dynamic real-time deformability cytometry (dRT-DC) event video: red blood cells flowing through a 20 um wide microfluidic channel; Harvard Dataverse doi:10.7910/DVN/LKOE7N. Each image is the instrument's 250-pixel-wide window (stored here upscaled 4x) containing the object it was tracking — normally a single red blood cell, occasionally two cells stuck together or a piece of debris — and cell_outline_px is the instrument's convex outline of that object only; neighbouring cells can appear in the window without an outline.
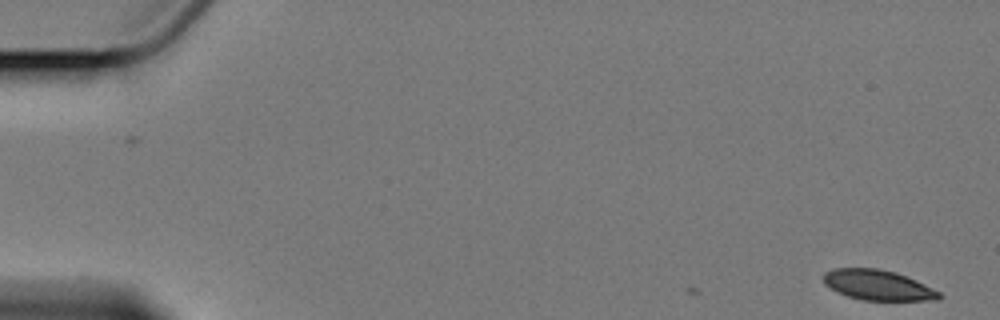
{"species": "Egyptian fruit bat (a non-hibernating species)", "species_latin": "Rousettus aegyptiacus", "temperature_condition": "cold", "stored_images_in_passage": 7, "camera_frame_rate_fps": 3000, "um_per_image_px": 0.085, "animal": {"sex": "female"}, "frame": {"image": 1, "passage_image": 1, "time_ms": 0.0, "image_size_px": [1000, 320], "cell_outline_px": [[944, 296], [940, 300], [864, 300], [848, 296], [836, 292], [824, 284], [824, 272], [832, 268], [876, 268], [896, 272], [916, 280], [940, 292]], "centroid_in_image_um": [74.62, 24.23], "position_along_channel_um": 10.4, "area_um2": 20.46}}
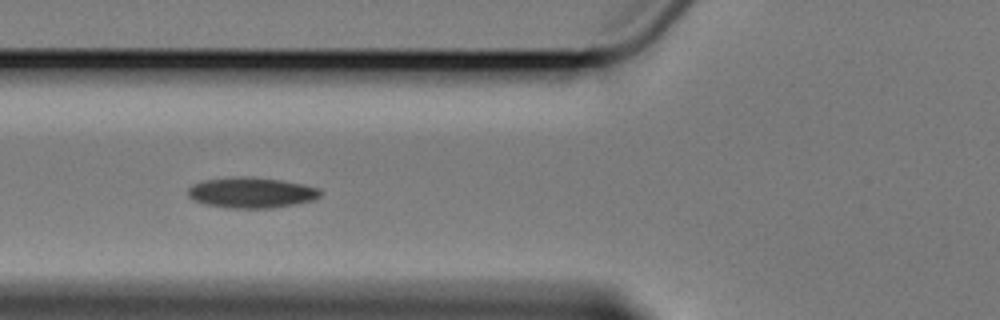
{"frame": {"image": 2, "passage_image": 6, "time_ms": 7.0, "image_size_px": [1000, 320], "cell_outline_px": [[324, 192], [320, 196], [312, 200], [272, 208], [228, 208], [204, 204], [188, 196], [188, 188], [192, 184], [200, 180], [232, 176], [244, 176], [280, 180], [304, 184], [320, 188]], "centroid_in_image_um": [21.35, 16.36], "position_along_channel_um": 104.5, "area_um2": 23.81}}
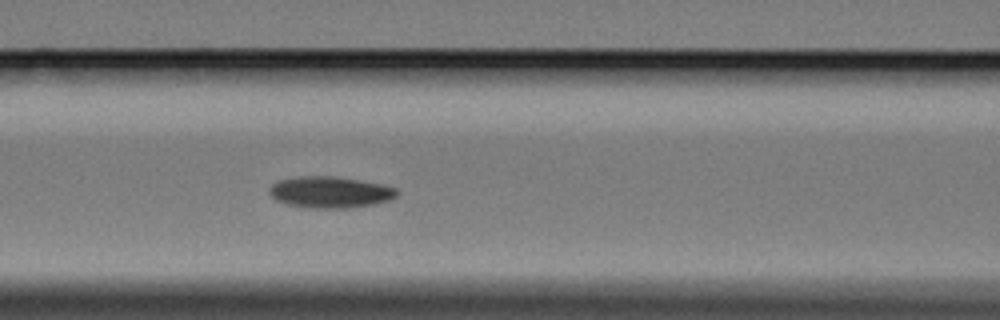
{"frame": {"image": 3, "passage_image": 7, "time_ms": 8.0, "image_size_px": [1000, 320], "cell_outline_px": [[400, 192], [392, 200], [376, 204], [344, 208], [308, 208], [288, 204], [276, 200], [268, 192], [268, 188], [272, 184], [280, 180], [296, 176], [336, 176], [360, 180], [380, 184], [396, 188]], "centroid_in_image_um": [28.07, 16.33], "position_along_channel_um": 138.5, "area_um2": 23.52}}